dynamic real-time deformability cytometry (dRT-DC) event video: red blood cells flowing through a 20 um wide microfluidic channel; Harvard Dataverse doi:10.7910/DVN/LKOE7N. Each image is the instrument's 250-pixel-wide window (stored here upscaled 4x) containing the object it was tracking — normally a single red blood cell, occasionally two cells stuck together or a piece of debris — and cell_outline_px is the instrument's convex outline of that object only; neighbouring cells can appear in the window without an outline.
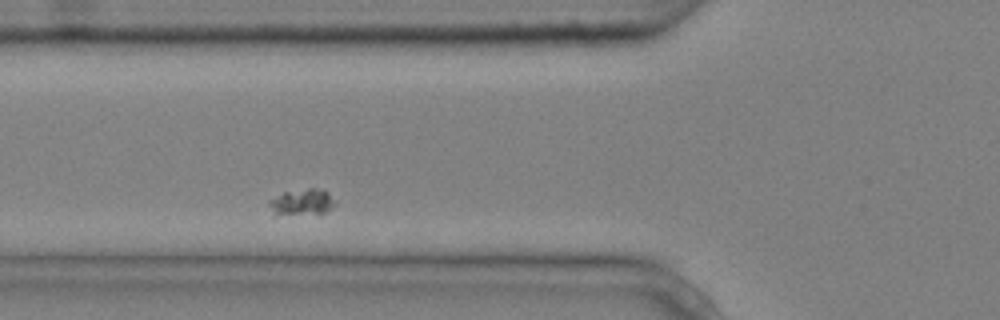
{"species": "common noctule bat (a hibernating species)", "species_latin": "Nyctalus noctula", "temperature_condition": "cold", "stored_images_in_passage": 2, "camera_frame_rate_fps": 3000, "um_per_image_px": 0.085, "animal": {"sex": "male", "body_mass_g": 20.4}, "frame": {"image": 1, "passage_image": 2, "time_ms": 0.333, "image_size_px": [1000, 320], "cell_outline_px": [[336, 204], [332, 208], [324, 212], [276, 216], [268, 204], [268, 200], [284, 192], [308, 188], [316, 188], [328, 192]], "centroid_in_image_um": [25.63, 17.18], "position_along_channel_um": 100.2, "area_um2": 10.06}}